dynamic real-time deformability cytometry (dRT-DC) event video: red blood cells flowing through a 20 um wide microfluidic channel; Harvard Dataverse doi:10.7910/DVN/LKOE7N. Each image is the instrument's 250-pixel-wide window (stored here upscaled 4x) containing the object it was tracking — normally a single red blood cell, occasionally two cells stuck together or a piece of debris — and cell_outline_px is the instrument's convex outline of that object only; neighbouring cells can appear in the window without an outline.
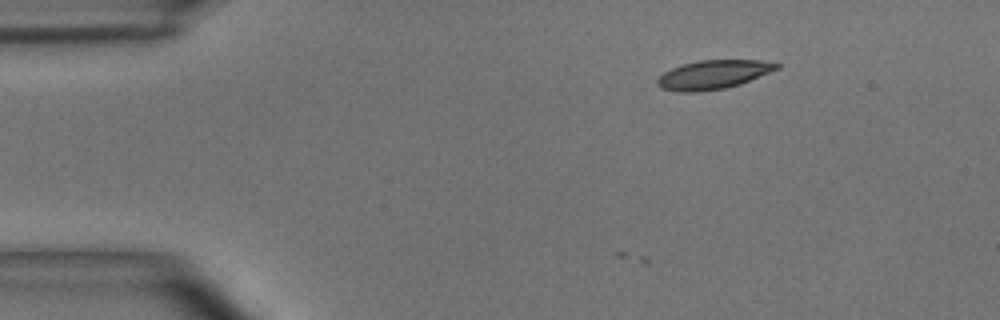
{"species": "common noctule bat (a hibernating species)", "species_latin": "Nyctalus noctula", "temperature_condition": "room temperature", "stored_images_in_passage": 6, "camera_frame_rate_fps": 3000, "um_per_image_px": 0.085, "animal": {"sex": "male", "body_mass_g": 15.6}, "frame": {"image": 1, "passage_image": 6, "time_ms": 1.667, "image_size_px": [1000, 320], "cell_outline_px": [[780, 68], [740, 84], [724, 88], [696, 92], [680, 92], [660, 88], [656, 84], [656, 80], [664, 72], [672, 68], [684, 64], [700, 60], [760, 60], [780, 64]], "centroid_in_image_um": [60.61, 6.34], "position_along_channel_um": 24.4, "area_um2": 19.94}}